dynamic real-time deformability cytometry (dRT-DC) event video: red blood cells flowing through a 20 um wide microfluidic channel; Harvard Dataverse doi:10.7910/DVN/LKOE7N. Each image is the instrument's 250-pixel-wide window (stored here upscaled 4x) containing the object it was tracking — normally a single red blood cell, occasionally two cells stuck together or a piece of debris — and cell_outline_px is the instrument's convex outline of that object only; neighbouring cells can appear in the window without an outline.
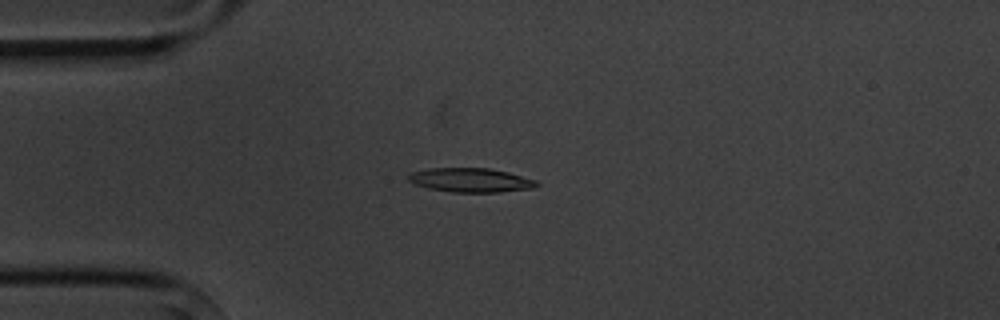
{"species": "common noctule bat (a hibernating species)", "species_latin": "Nyctalus noctula", "temperature_condition": "cold", "stored_images_in_passage": 8, "camera_frame_rate_fps": 3000, "um_per_image_px": 0.085, "animal": {"sex": "male", "body_mass_g": 20.1, "forearm_length_mm": 53.5}, "frame": {"image": 1, "passage_image": 3, "time_ms": 3.333, "image_size_px": [1000, 320], "cell_outline_px": [[540, 184], [532, 188], [500, 192], [452, 192], [428, 188], [416, 184], [408, 180], [408, 176], [412, 172], [428, 168], [488, 168], [508, 172], [536, 180]], "centroid_in_image_um": [40.01, 15.31], "position_along_channel_um": 45.0, "area_um2": 17.92}}
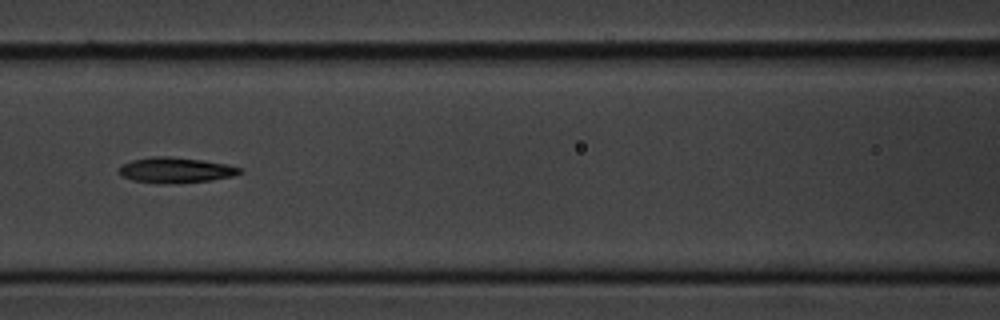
{"frame": {"image": 2, "passage_image": 6, "time_ms": 6.667, "image_size_px": [1000, 320], "cell_outline_px": [[244, 172], [232, 176], [212, 180], [132, 180], [124, 176], [120, 172], [120, 164], [132, 160], [152, 156], [168, 156], [200, 160], [224, 164], [240, 168]], "centroid_in_image_um": [14.95, 14.39], "position_along_channel_um": 151.7, "area_um2": 16.53}}
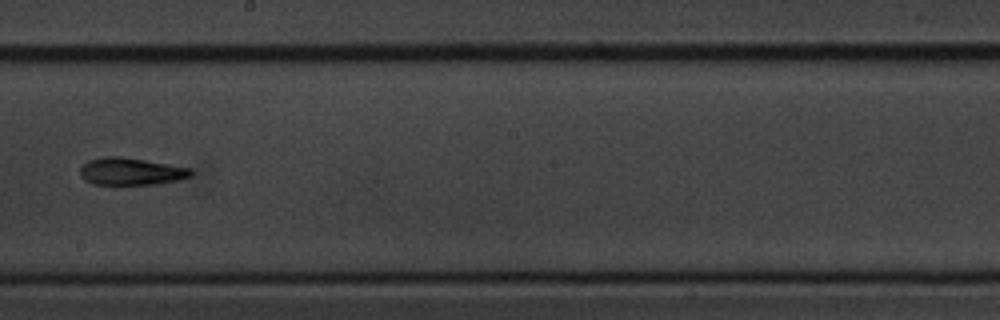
{"frame": {"image": 3, "passage_image": 8, "time_ms": 9.0, "image_size_px": [1000, 320], "cell_outline_px": [[192, 176], [176, 180], [156, 184], [116, 188], [92, 184], [84, 180], [80, 176], [80, 168], [88, 160], [104, 156], [120, 156], [192, 168]], "centroid_in_image_um": [11.07, 14.63], "position_along_channel_um": 237.1, "area_um2": 18.5}}